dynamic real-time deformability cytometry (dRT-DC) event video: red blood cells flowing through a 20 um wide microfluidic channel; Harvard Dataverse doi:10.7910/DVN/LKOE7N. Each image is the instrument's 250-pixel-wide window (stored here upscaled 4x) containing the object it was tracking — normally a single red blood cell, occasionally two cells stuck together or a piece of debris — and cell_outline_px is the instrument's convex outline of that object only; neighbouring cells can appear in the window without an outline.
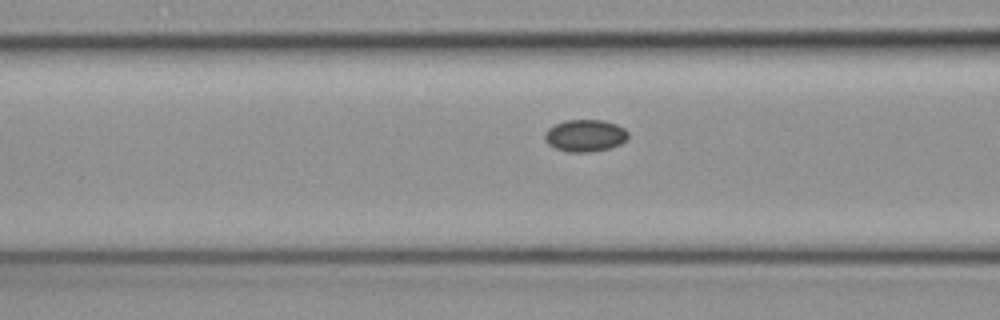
{"species": "common noctule bat (a hibernating species)", "species_latin": "Nyctalus noctula", "temperature_condition": "cold", "stored_images_in_passage": 11, "camera_frame_rate_fps": 3000, "um_per_image_px": 0.085, "animal": {"sex": "female", "body_mass_g": 19.3, "forearm_length_mm": 54.1}, "frame": {"image": 1, "passage_image": 10, "time_ms": 3.0, "image_size_px": [1000, 320], "cell_outline_px": [[628, 136], [620, 144], [608, 148], [588, 152], [568, 152], [556, 148], [548, 144], [544, 136], [544, 132], [548, 128], [564, 120], [604, 120], [616, 124], [624, 128], [628, 132]], "centroid_in_image_um": [49.72, 11.51], "position_along_channel_um": 116.9, "area_um2": 15.49}}